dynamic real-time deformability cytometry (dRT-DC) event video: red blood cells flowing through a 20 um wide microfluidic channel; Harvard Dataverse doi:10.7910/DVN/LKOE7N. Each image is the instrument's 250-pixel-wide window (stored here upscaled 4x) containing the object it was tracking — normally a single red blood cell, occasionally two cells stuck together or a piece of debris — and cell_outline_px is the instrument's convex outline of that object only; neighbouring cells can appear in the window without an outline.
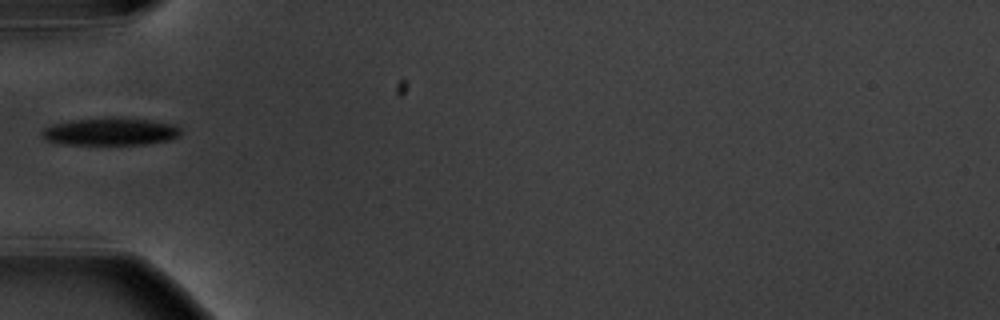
{"species": "common noctule bat (a hibernating species)", "species_latin": "Nyctalus noctula", "temperature_condition": "warm", "stored_images_in_passage": 2, "camera_frame_rate_fps": 3000, "um_per_image_px": 0.085, "animal": {"sex": "male", "body_mass_g": 20.1, "forearm_length_mm": 53.5}, "frame": {"image": 1, "passage_image": 2, "time_ms": 1.0, "image_size_px": [1000, 320], "cell_outline_px": [[180, 136], [172, 140], [144, 144], [56, 144], [48, 140], [40, 132], [44, 128], [56, 124], [72, 120], [120, 116], [176, 124], [180, 128]], "centroid_in_image_um": [9.44, 11.18], "position_along_channel_um": 75.6, "area_um2": 22.43}}